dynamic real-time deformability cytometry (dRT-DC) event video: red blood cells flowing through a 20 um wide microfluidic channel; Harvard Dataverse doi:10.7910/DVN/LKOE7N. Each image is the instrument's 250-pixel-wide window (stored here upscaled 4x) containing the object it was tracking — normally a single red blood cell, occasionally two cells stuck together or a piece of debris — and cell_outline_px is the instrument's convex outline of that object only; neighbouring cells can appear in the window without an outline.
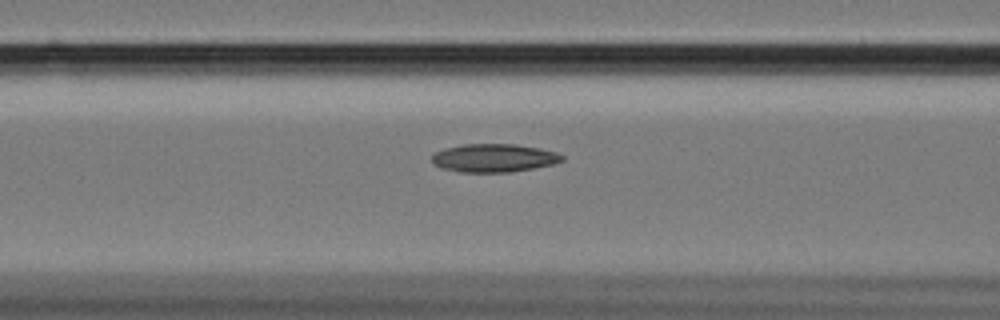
{"species": "Egyptian fruit bat (a non-hibernating species)", "species_latin": "Rousettus aegyptiacus", "temperature_condition": "cold", "stored_images_in_passage": 41, "camera_frame_rate_fps": 3000, "um_per_image_px": 0.085, "animal": {"sex": "female"}, "frame": {"image": 1, "passage_image": 6, "time_ms": 1.667, "image_size_px": [1000, 320], "cell_outline_px": [[564, 160], [552, 164], [512, 172], [460, 172], [440, 168], [432, 164], [432, 156], [436, 152], [444, 148], [464, 144], [516, 144], [540, 148], [556, 152], [564, 156]], "centroid_in_image_um": [41.96, 13.43], "position_along_channel_um": 124.6, "area_um2": 21.5}}
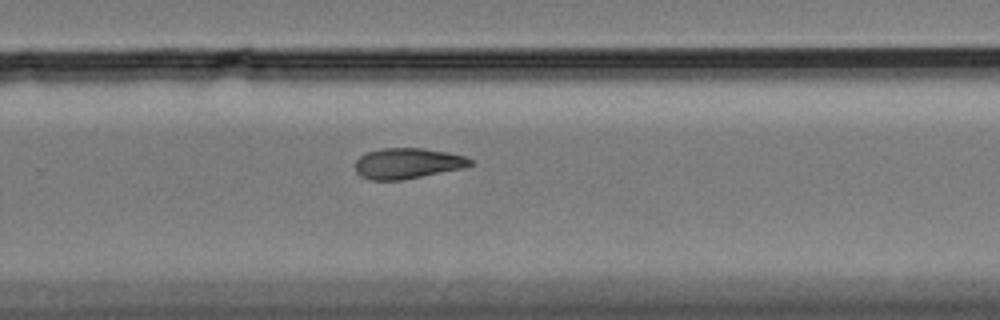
{"frame": {"image": 2, "passage_image": 21, "time_ms": 6.667, "image_size_px": [1000, 320], "cell_outline_px": [[472, 164], [460, 168], [404, 180], [372, 180], [360, 176], [356, 172], [356, 160], [360, 156], [368, 152], [380, 148], [424, 148], [448, 152], [464, 156], [472, 160]], "centroid_in_image_um": [34.6, 13.88], "position_along_channel_um": 295.2, "area_um2": 20.4}}
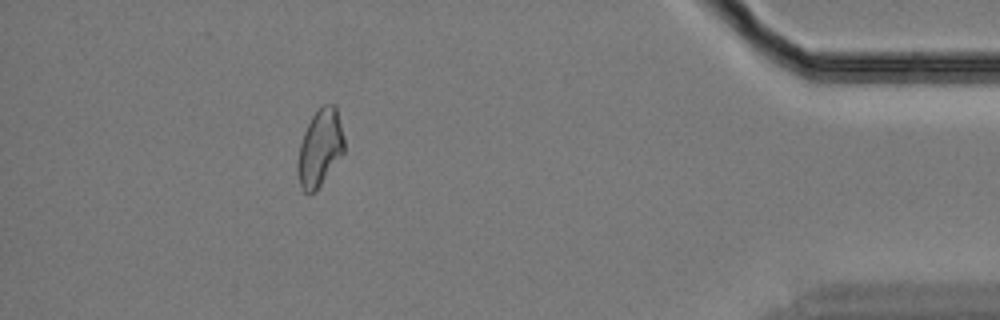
{"frame": {"image": 3, "passage_image": 35, "time_ms": 11.333, "image_size_px": [1000, 320], "cell_outline_px": [[344, 152], [316, 192], [308, 196], [304, 192], [300, 184], [296, 172], [296, 164], [300, 144], [304, 132], [312, 116], [324, 104], [336, 104], [344, 136]], "centroid_in_image_um": [27.19, 12.61], "position_along_channel_um": 408.0, "area_um2": 21.1}}